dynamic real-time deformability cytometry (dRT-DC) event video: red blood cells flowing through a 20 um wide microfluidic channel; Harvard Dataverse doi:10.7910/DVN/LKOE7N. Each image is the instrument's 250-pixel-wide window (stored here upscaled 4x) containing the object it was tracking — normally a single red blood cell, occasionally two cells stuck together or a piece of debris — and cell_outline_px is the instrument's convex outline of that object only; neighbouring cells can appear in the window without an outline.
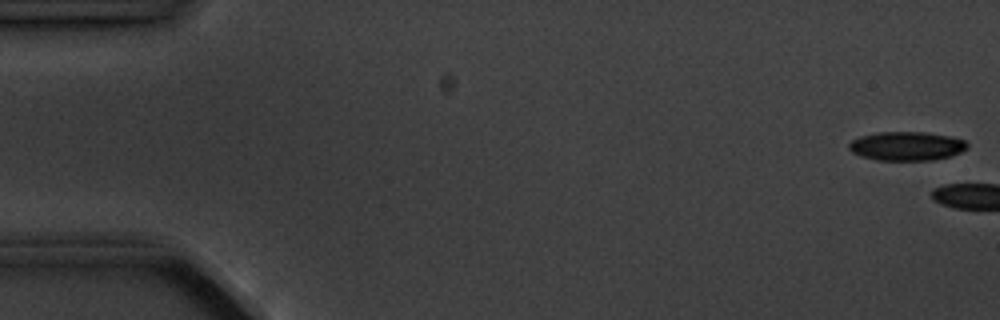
{"species": "common noctule bat (a hibernating species)", "species_latin": "Nyctalus noctula", "temperature_condition": "cold", "stored_images_in_passage": 2, "camera_frame_rate_fps": 3000, "um_per_image_px": 0.085, "animal": {"sex": "male", "body_mass_g": 20.1, "forearm_length_mm": 53.5}, "frame": {"image": 1, "passage_image": 1, "time_ms": 0.0, "image_size_px": [1000, 320], "cell_outline_px": [[968, 148], [952, 156], [932, 160], [876, 160], [860, 156], [852, 152], [848, 148], [848, 144], [852, 140], [860, 136], [876, 132], [924, 132], [952, 136], [964, 140], [968, 144]], "centroid_in_image_um": [77.06, 12.41], "position_along_channel_um": 7.9, "area_um2": 20.11}}